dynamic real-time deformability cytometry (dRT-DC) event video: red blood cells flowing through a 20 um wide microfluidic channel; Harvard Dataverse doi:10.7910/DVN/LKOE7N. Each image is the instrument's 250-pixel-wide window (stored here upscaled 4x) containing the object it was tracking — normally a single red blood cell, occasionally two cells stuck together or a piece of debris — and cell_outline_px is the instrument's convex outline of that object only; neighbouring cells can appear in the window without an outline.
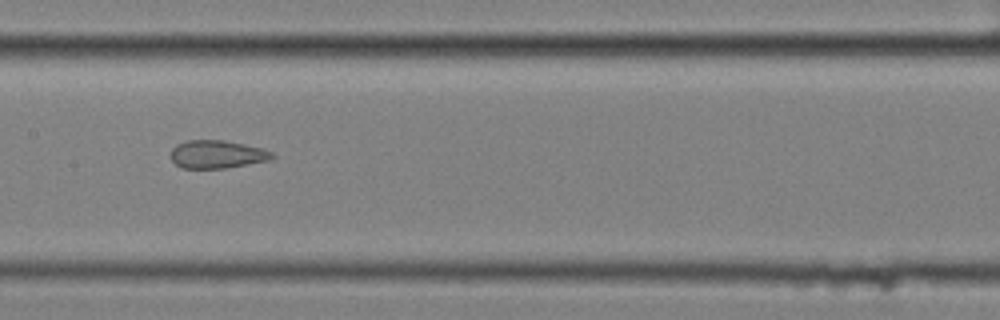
{"species": "common noctule bat (a hibernating species)", "species_latin": "Nyctalus noctula", "temperature_condition": "cold", "stored_images_in_passage": 7, "camera_frame_rate_fps": 3000, "um_per_image_px": 0.085, "animal": {"sex": "female", "body_mass_g": 25.1}, "frame": {"image": 1, "passage_image": 4, "time_ms": 1.0, "image_size_px": [1000, 320], "cell_outline_px": [[276, 156], [268, 160], [224, 168], [180, 168], [172, 160], [172, 148], [176, 144], [188, 140], [224, 140], [264, 148], [272, 152]], "centroid_in_image_um": [18.45, 13.11], "position_along_channel_um": 188.9, "area_um2": 16.47}}
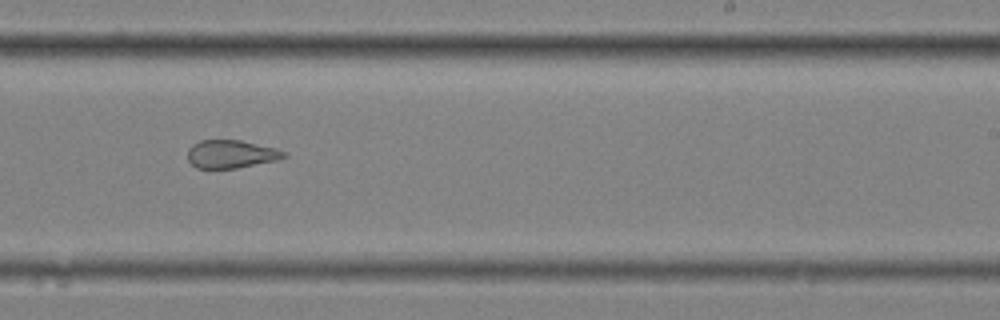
{"frame": {"image": 2, "passage_image": 6, "time_ms": 1.667, "image_size_px": [1000, 320], "cell_outline_px": [[288, 156], [280, 160], [236, 168], [196, 168], [188, 160], [188, 148], [192, 144], [200, 140], [240, 140], [276, 148], [288, 152]], "centroid_in_image_um": [19.68, 13.09], "position_along_channel_um": 269.3, "area_um2": 15.95}}
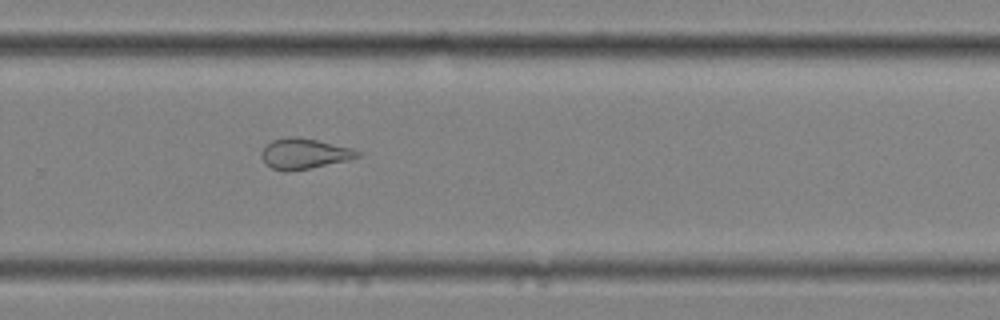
{"frame": {"image": 3, "passage_image": 7, "time_ms": 2.0, "image_size_px": [1000, 320], "cell_outline_px": [[360, 156], [348, 160], [288, 172], [284, 172], [272, 168], [260, 156], [260, 152], [272, 140], [288, 136], [292, 136], [316, 140], [352, 148], [360, 152]], "centroid_in_image_um": [25.84, 13.06], "position_along_channel_um": 304.0, "area_um2": 16.82}}